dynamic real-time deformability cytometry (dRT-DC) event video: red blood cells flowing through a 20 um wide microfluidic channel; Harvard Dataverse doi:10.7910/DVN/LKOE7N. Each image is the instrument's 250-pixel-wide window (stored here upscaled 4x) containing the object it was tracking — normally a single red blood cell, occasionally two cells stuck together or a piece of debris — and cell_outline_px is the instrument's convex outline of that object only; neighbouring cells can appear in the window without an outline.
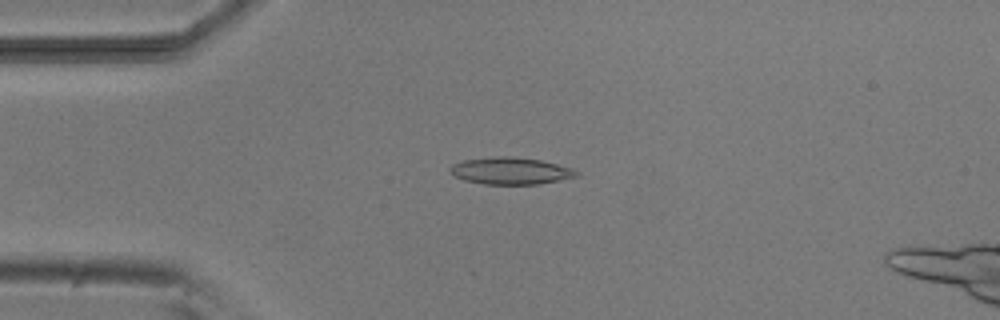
{"species": "common noctule bat (a hibernating species)", "species_latin": "Nyctalus noctula", "temperature_condition": "room temperature", "stored_images_in_passage": 6, "camera_frame_rate_fps": 3000, "um_per_image_px": 0.085, "animal": {"sex": "male", "body_mass_g": 20.5, "forearm_length_mm": 52.5}, "frame": {"image": 1, "passage_image": 4, "time_ms": 3.667, "image_size_px": [1000, 320], "cell_outline_px": [[580, 176], [540, 184], [484, 184], [464, 180], [452, 176], [448, 168], [452, 164], [464, 160], [496, 156], [512, 156], [540, 160], [572, 168], [580, 172]], "centroid_in_image_um": [43.39, 14.52], "position_along_channel_um": 41.6, "area_um2": 20.06}}
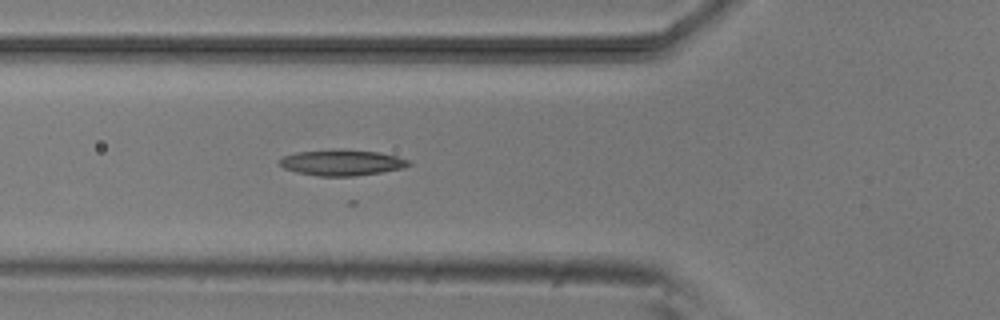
{"frame": {"image": 2, "passage_image": 6, "time_ms": 5.667, "image_size_px": [1000, 320], "cell_outline_px": [[412, 164], [404, 168], [380, 172], [352, 176], [316, 176], [296, 172], [284, 168], [280, 164], [280, 160], [284, 156], [296, 152], [340, 148], [380, 152], [396, 156], [408, 160]], "centroid_in_image_um": [29.06, 13.81], "position_along_channel_um": 96.7, "area_um2": 19.59}}